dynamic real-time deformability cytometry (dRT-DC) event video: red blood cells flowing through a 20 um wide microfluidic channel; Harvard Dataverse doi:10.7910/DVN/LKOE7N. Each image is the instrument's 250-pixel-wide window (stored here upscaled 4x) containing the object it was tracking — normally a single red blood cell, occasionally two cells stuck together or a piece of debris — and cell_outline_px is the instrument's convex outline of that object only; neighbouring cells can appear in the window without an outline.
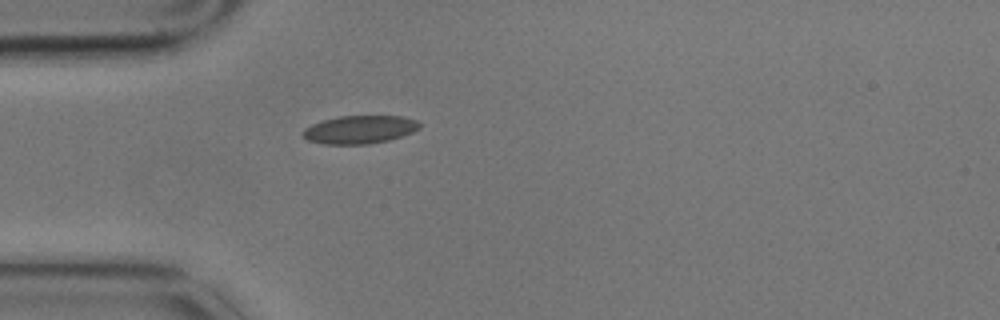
{"species": "common noctule bat (a hibernating species)", "species_latin": "Nyctalus noctula", "temperature_condition": "cold", "stored_images_in_passage": 1, "camera_frame_rate_fps": 3000, "um_per_image_px": 0.085, "animal": {"sex": "male", "body_mass_g": 17.9}, "frame": {"image": 1, "passage_image": 1, "time_ms": 0.0, "image_size_px": [1000, 320], "cell_outline_px": [[420, 128], [412, 132], [388, 140], [368, 144], [324, 144], [308, 140], [300, 132], [304, 128], [312, 124], [324, 120], [340, 116], [400, 116], [416, 120], [420, 124]], "centroid_in_image_um": [30.55, 11.01], "position_along_channel_um": 54.5, "area_um2": 18.96}}